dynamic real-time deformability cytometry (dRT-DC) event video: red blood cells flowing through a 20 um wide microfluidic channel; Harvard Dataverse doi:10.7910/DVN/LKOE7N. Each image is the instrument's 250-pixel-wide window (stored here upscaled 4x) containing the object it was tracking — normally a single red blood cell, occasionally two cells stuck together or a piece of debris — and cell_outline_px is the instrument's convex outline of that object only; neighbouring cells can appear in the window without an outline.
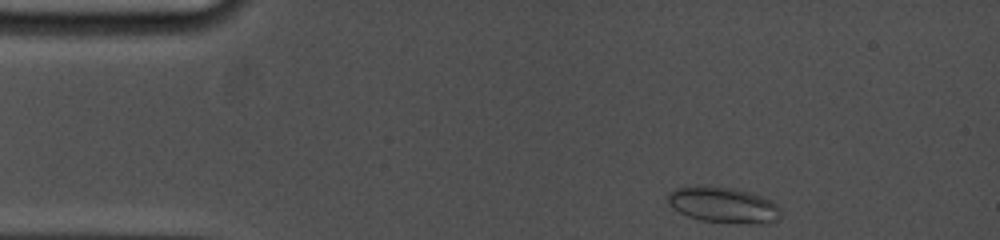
{"species": "common noctule bat (a hibernating species)", "species_latin": "Nyctalus noctula", "temperature_condition": "cold", "stored_images_in_passage": 29, "camera_frame_rate_fps": 5000, "um_per_image_px": 0.085, "animal": {"sex": "female", "body_mass_g": 19.0, "forearm_length_mm": 53.3}, "frame": {"image": 1, "passage_image": 1, "time_ms": 0.0, "image_size_px": [1000, 240], "cell_outline_px": [[780, 216], [776, 220], [768, 224], [752, 224], [700, 220], [688, 216], [672, 208], [668, 204], [668, 192], [676, 188], [696, 184], [732, 188], [748, 192], [772, 200], [780, 208]], "centroid_in_image_um": [61.46, 17.41], "position_along_channel_um": 23.5, "area_um2": 23.81}}
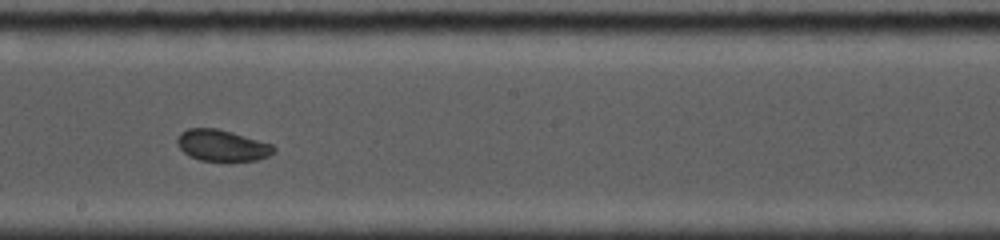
{"frame": {"image": 2, "passage_image": 16, "time_ms": 7.2, "image_size_px": [1000, 240], "cell_outline_px": [[276, 152], [268, 156], [256, 160], [200, 160], [188, 156], [176, 144], [176, 140], [180, 132], [188, 128], [216, 128], [232, 132], [272, 144], [276, 148]], "centroid_in_image_um": [18.86, 12.35], "position_along_channel_um": 229.3, "area_um2": 17.57}}
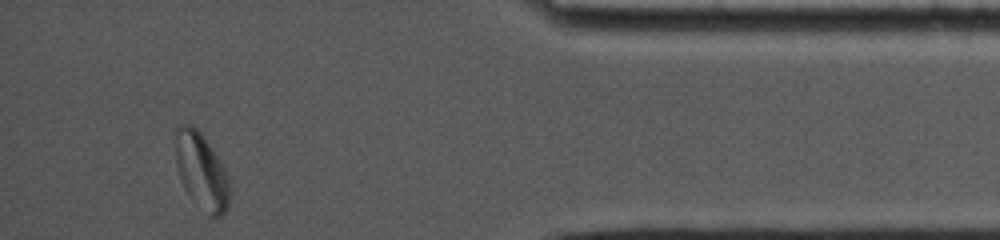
{"frame": {"image": 3, "passage_image": 29, "time_ms": 13.0, "image_size_px": [1000, 240], "cell_outline_px": [[228, 208], [220, 216], [212, 220], [208, 216], [184, 188], [180, 180], [176, 164], [172, 132], [180, 124], [192, 124], [200, 132], [224, 168], [228, 176]], "centroid_in_image_um": [17.06, 14.52], "position_along_channel_um": 418.1, "area_um2": 24.22}}